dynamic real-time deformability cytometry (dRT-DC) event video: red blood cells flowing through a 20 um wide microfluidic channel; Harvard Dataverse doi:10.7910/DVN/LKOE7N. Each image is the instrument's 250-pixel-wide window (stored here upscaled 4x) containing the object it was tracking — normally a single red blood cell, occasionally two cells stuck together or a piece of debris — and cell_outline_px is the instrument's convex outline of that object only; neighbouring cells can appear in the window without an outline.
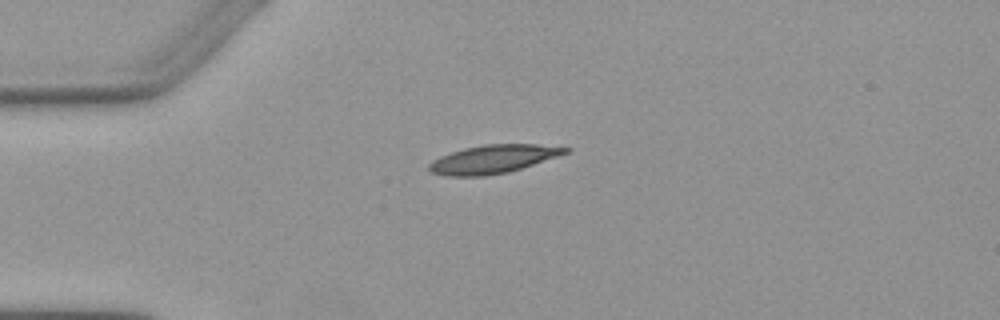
{"species": "Egyptian fruit bat (a non-hibernating species)", "species_latin": "Rousettus aegyptiacus", "temperature_condition": "warm", "stored_images_in_passage": 4, "camera_frame_rate_fps": 3000, "um_per_image_px": 0.085, "animal": {"sex": "female"}, "frame": {"image": 1, "passage_image": 1, "time_ms": 0.0, "image_size_px": [1000, 320], "cell_outline_px": [[572, 148], [568, 152], [508, 172], [484, 176], [444, 176], [432, 172], [428, 168], [428, 164], [432, 160], [440, 156], [464, 148], [484, 144], [536, 144]], "centroid_in_image_um": [41.86, 13.52], "position_along_channel_um": 43.1, "area_um2": 22.25}}
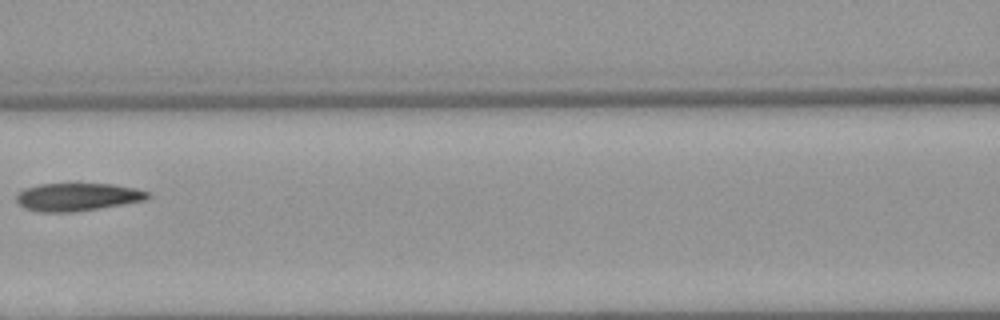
{"frame": {"image": 2, "passage_image": 4, "time_ms": 3.667, "image_size_px": [1000, 320], "cell_outline_px": [[152, 196], [144, 200], [100, 208], [72, 212], [40, 212], [24, 208], [16, 200], [16, 196], [24, 188], [40, 184], [112, 184], [136, 188], [152, 192]], "centroid_in_image_um": [6.61, 16.74], "position_along_channel_um": 160.0, "area_um2": 21.33}}